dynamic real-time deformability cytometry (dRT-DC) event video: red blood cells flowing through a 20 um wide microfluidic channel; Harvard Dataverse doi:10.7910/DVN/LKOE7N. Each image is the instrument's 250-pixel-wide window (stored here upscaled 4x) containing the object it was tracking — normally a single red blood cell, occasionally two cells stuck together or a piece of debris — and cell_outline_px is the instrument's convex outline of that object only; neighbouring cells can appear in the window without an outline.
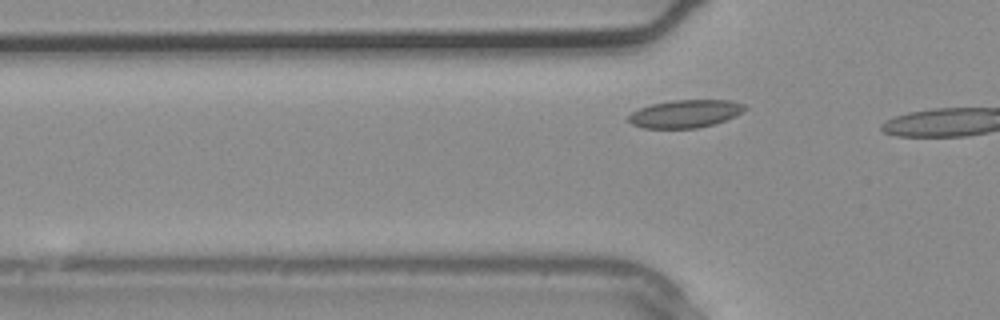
{"species": "common noctule bat (a hibernating species)", "species_latin": "Nyctalus noctula", "temperature_condition": "warm", "stored_images_in_passage": 3, "camera_frame_rate_fps": 3000, "um_per_image_px": 0.085, "animal": {"sex": "male", "body_mass_g": 20.4}, "frame": {"image": 1, "passage_image": 3, "time_ms": 0.667, "image_size_px": [1000, 320], "cell_outline_px": [[748, 108], [736, 116], [712, 124], [696, 128], [644, 128], [632, 124], [628, 120], [628, 116], [632, 112], [640, 108], [652, 104], [672, 100], [728, 100], [744, 104]], "centroid_in_image_um": [58.25, 9.66], "position_along_channel_um": 67.6, "area_um2": 18.73}}